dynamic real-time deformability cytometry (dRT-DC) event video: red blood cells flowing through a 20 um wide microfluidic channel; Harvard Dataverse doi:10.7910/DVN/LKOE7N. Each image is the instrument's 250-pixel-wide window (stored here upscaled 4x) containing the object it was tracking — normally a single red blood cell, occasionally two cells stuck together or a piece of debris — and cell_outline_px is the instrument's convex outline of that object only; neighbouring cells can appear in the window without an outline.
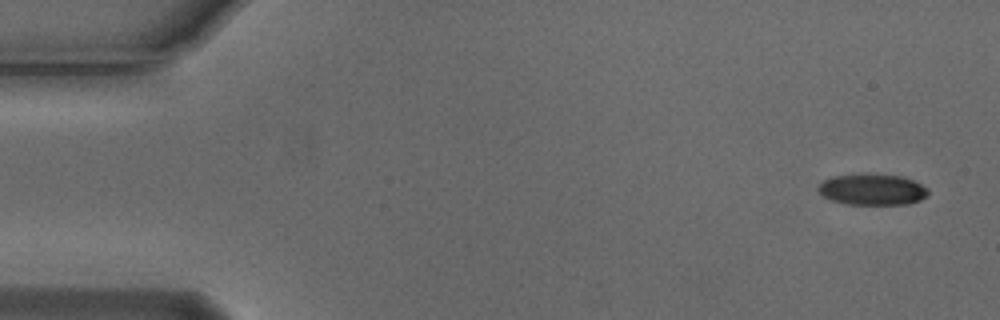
{"species": "Egyptian fruit bat (a non-hibernating species)", "species_latin": "Rousettus aegyptiacus", "temperature_condition": "cold", "stored_images_in_passage": 5, "camera_frame_rate_fps": 3000, "um_per_image_px": 0.085, "animal": {"sex": "male"}, "frame": {"image": 1, "passage_image": 1, "time_ms": 0.0, "image_size_px": [1000, 320], "cell_outline_px": [[928, 192], [920, 200], [908, 204], [848, 204], [832, 200], [824, 196], [816, 188], [824, 180], [832, 176], [904, 176], [928, 188]], "centroid_in_image_um": [74.15, 16.14], "position_along_channel_um": 10.8, "area_um2": 19.13}}
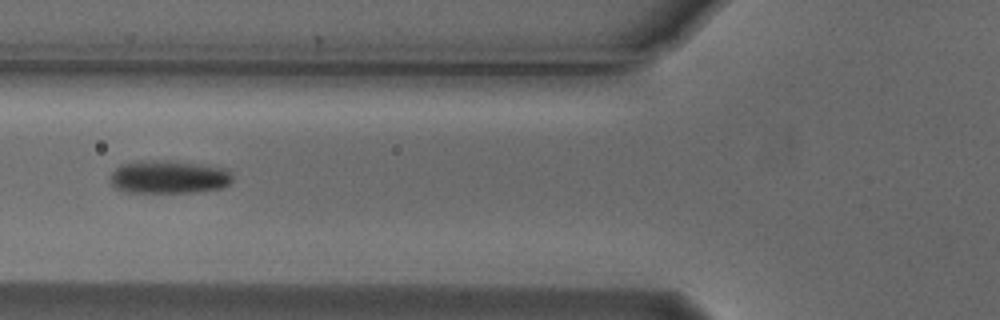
{"frame": {"image": 2, "passage_image": 5, "time_ms": 1.333, "image_size_px": [1000, 320], "cell_outline_px": [[232, 180], [228, 184], [220, 188], [196, 192], [128, 192], [116, 188], [112, 184], [112, 172], [120, 164], [140, 160], [172, 160], [200, 164], [224, 168], [232, 176]], "centroid_in_image_um": [14.33, 15.03], "position_along_channel_um": 111.5, "area_um2": 23.52}}